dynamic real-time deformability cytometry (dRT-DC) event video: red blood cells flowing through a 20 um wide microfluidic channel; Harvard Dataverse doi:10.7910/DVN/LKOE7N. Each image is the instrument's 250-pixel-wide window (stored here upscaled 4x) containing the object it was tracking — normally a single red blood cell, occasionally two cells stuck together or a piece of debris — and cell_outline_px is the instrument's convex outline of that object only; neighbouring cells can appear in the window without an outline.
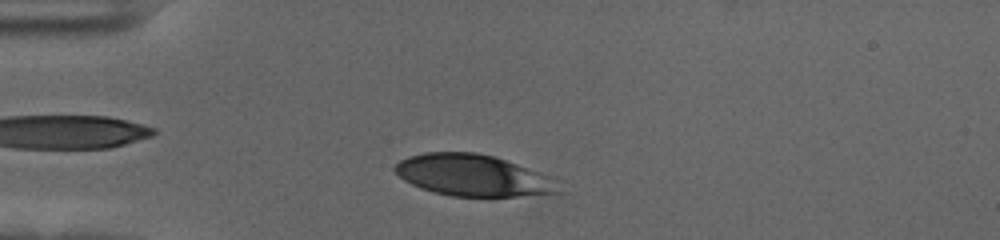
{"species": "human", "species_latin": "Homo sapiens", "temperature_condition": "cold", "stored_images_in_passage": 43, "camera_frame_rate_fps": 3000, "um_per_image_px": 0.085, "donor": {"sex": "female"}, "frame": {"image": 1, "passage_image": 6, "time_ms": 1.667, "image_size_px": [1000, 240], "cell_outline_px": [[560, 192], [516, 196], [452, 196], [432, 192], [420, 188], [404, 180], [392, 168], [400, 160], [408, 156], [424, 152], [476, 152], [496, 156], [552, 176], [560, 180]], "centroid_in_image_um": [40.24, 14.89], "position_along_channel_um": 44.8, "area_um2": 39.94}}
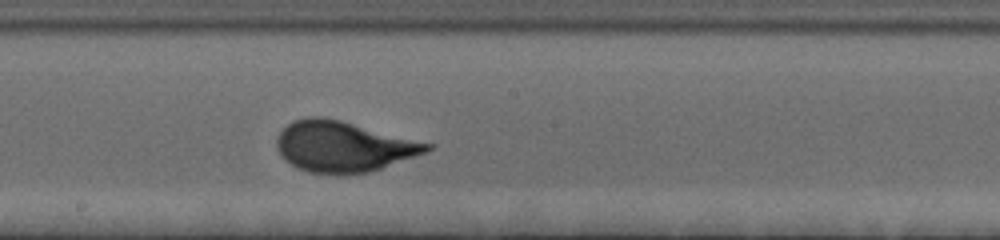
{"frame": {"image": 2, "passage_image": 23, "time_ms": 7.333, "image_size_px": [1000, 240], "cell_outline_px": [[436, 144], [428, 152], [368, 172], [308, 172], [296, 168], [284, 160], [280, 156], [276, 148], [276, 140], [280, 132], [292, 120], [308, 116], [320, 116], [340, 120]], "centroid_in_image_um": [29.18, 12.42], "position_along_channel_um": 219.0, "area_um2": 44.1}}
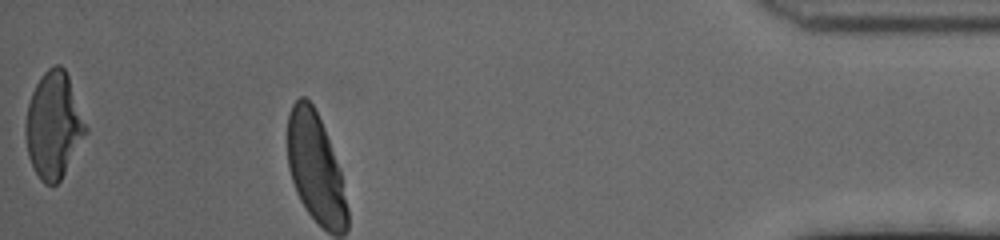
{"frame": {"image": 3, "passage_image": 43, "time_ms": 14.0, "image_size_px": [1000, 240], "cell_outline_px": [[88, 132], [60, 180], [56, 184], [44, 184], [40, 180], [28, 156], [24, 132], [24, 124], [28, 104], [32, 92], [40, 76], [48, 68], [56, 64], [60, 64], [64, 68], [68, 76], [88, 128]], "centroid_in_image_um": [4.55, 10.64], "position_along_channel_um": 430.7, "area_um2": 37.22}, "authors_computed_cell_mechanics": {"area_um2": 42.5986, "velocity_mm_per_s": 3.5269, "shape_relaxation_time_tau1_ms": 3.4981, "shape_relaxation_time_tau2_ms": null, "deformation_change_tau1": 0.1891, "deformation_change_tau2": null}}